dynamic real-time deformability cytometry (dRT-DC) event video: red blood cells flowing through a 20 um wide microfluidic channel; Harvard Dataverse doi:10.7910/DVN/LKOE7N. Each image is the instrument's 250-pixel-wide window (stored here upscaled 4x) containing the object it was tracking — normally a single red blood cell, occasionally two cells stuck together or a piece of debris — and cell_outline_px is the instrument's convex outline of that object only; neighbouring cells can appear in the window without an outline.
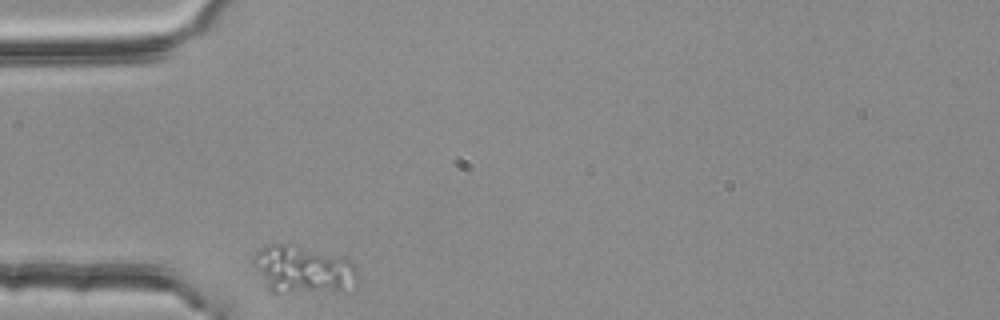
{"species": "common noctule bat (a hibernating species)", "species_latin": "Nyctalus noctula", "temperature_condition": "room temperature", "stored_images_in_passage": 18, "camera_frame_rate_fps": 3000, "um_per_image_px": 0.085, "animal": {"sex": "female", "body_mass_g": 25.1}, "frame": {"image": 1, "passage_image": 1, "time_ms": 0.0, "image_size_px": [1000, 320], "cell_outline_px": [[356, 280], [340, 288], [276, 292], [272, 292], [268, 288], [252, 264], [252, 260], [256, 252], [268, 244], [284, 244], [348, 260], [352, 264], [356, 272]], "centroid_in_image_um": [25.59, 22.88], "position_along_channel_um": 59.4, "area_um2": 26.7}}
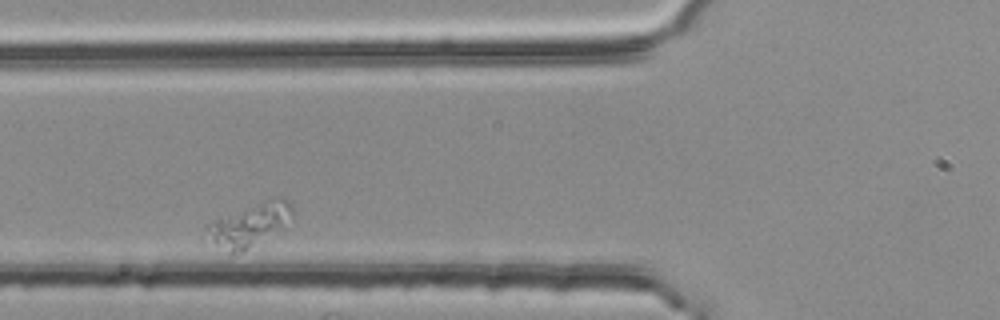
{"frame": {"image": 2, "passage_image": 6, "time_ms": 1.667, "image_size_px": [1000, 320], "cell_outline_px": [[292, 212], [280, 228], [244, 252], [232, 256], [200, 240], [200, 236], [204, 228], [212, 220], [220, 216], [276, 196], [280, 196], [292, 208]], "centroid_in_image_um": [20.94, 19.2], "position_along_channel_um": 104.9, "area_um2": 22.08}}
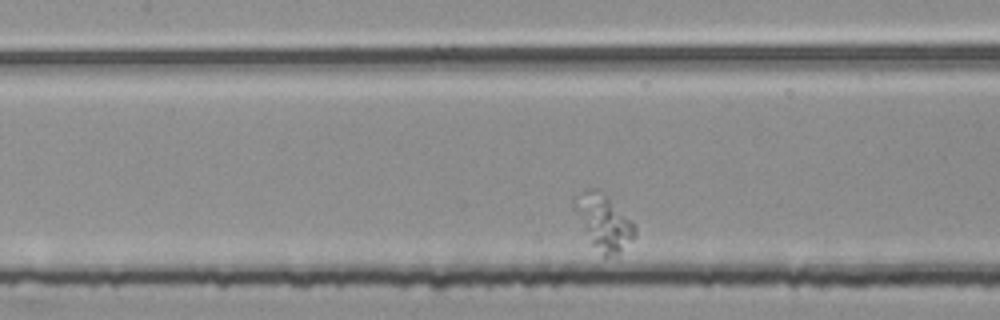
{"frame": {"image": 3, "passage_image": 11, "time_ms": 3.333, "image_size_px": [1000, 320], "cell_outline_px": [[636, 236], [616, 256], [604, 256], [592, 244], [572, 208], [572, 200], [584, 188], [596, 188], [608, 196], [636, 228]], "centroid_in_image_um": [51.27, 18.85], "position_along_channel_um": 156.1, "area_um2": 19.42}}